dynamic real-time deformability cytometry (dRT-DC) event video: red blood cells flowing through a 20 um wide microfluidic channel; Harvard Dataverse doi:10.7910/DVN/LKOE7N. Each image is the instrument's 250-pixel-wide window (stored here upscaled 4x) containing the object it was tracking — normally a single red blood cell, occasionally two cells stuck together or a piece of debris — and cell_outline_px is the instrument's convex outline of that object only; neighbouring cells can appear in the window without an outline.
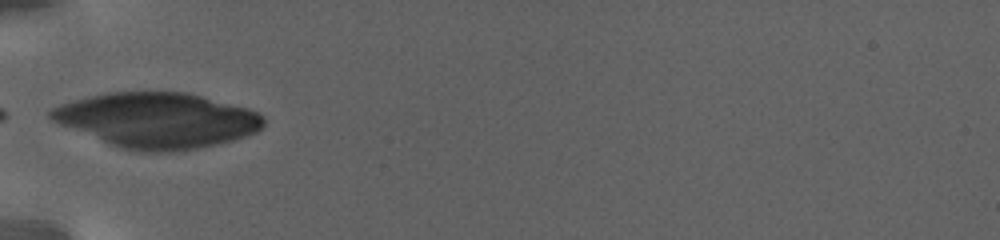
{"species": "human", "species_latin": "Homo sapiens", "temperature_condition": "warm", "stored_images_in_passage": 99, "camera_frame_rate_fps": 3000, "um_per_image_px": 0.085, "donor": {"sex": "female"}, "frame": {"image": 1, "passage_image": 1, "time_ms": 0.0, "image_size_px": [1000, 240], "cell_outline_px": [[264, 124], [256, 132], [220, 144], [172, 152], [136, 152], [120, 148], [108, 144], [60, 124], [52, 120], [48, 116], [48, 112], [52, 108], [60, 104], [88, 96], [104, 92], [188, 92], [248, 108], [256, 112], [264, 120]], "centroid_in_image_um": [13.33, 10.22], "position_along_channel_um": 71.7, "area_um2": 68.44}}
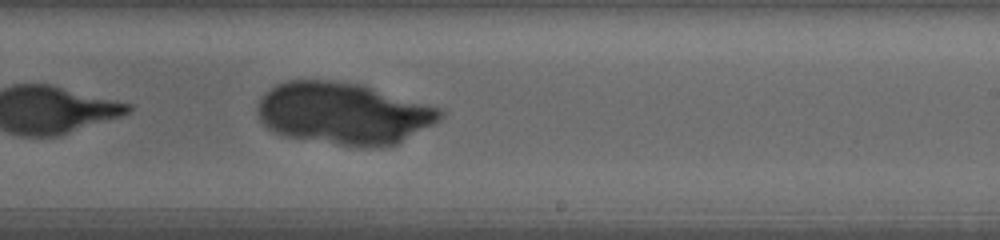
{"frame": {"image": 2, "passage_image": 39, "time_ms": 7.0, "image_size_px": [1000, 240], "cell_outline_px": [[444, 112], [432, 124], [396, 144], [380, 148], [356, 148], [284, 136], [268, 128], [260, 120], [256, 108], [264, 92], [276, 84], [288, 80], [332, 80], [360, 84], [436, 108]], "centroid_in_image_um": [29.11, 9.66], "position_along_channel_um": 259.9, "area_um2": 65.6}}
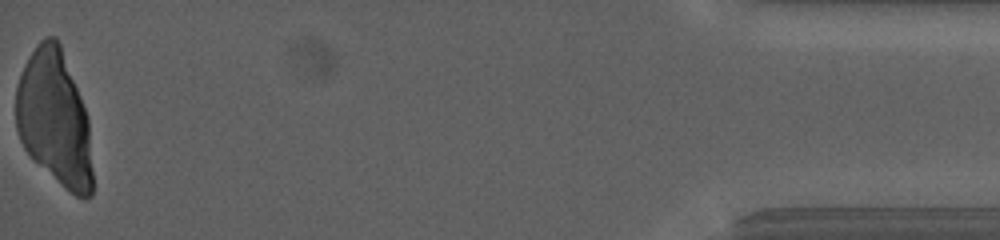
{"frame": {"image": 3, "passage_image": 97, "time_ms": 16.333, "image_size_px": [1000, 240], "cell_outline_px": [[92, 196], [84, 200], [76, 196], [64, 188], [24, 148], [20, 140], [16, 128], [16, 88], [24, 64], [36, 44], [44, 36], [56, 36], [60, 44], [88, 116], [92, 172]], "centroid_in_image_um": [4.63, 10.05], "position_along_channel_um": 430.6, "area_um2": 60.11}}